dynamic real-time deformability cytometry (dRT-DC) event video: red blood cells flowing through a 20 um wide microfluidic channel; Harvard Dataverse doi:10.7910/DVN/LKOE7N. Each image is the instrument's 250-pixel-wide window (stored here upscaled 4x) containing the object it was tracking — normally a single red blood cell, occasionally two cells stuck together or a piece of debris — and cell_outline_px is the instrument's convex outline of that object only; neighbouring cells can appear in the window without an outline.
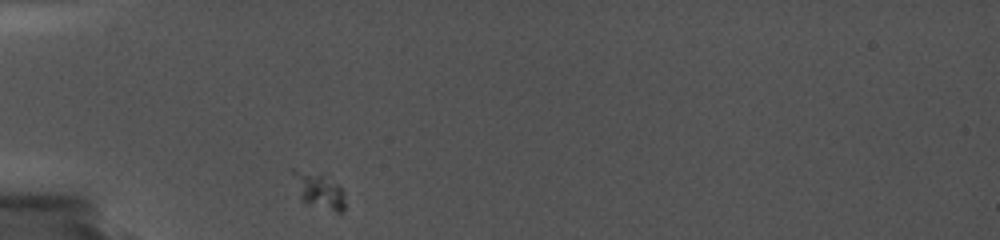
{"species": "common noctule bat (a hibernating species)", "species_latin": "Nyctalus noctula", "temperature_condition": "cold", "stored_images_in_passage": 70, "camera_frame_rate_fps": 5000, "um_per_image_px": 0.085, "animal": {"sex": "female", "body_mass_g": 19.0, "forearm_length_mm": 56.7}, "frame": {"image": 1, "passage_image": 1, "time_ms": 0.0, "image_size_px": [1000, 240], "cell_outline_px": [[344, 212], [336, 212], [308, 204], [300, 200], [292, 172], [292, 168], [320, 176], [336, 184], [344, 192]], "centroid_in_image_um": [27.1, 16.27], "position_along_channel_um": 57.9, "area_um2": 10.29}}
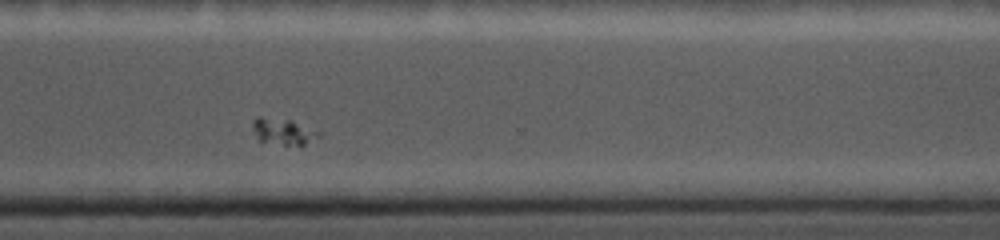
{"frame": {"image": 2, "passage_image": 55, "time_ms": 8.8, "image_size_px": [1000, 240], "cell_outline_px": [[324, 136], [304, 144], [284, 144], [260, 140], [252, 128], [252, 120], [256, 116], [260, 116], [292, 120], [324, 132]], "centroid_in_image_um": [24.15, 11.13], "position_along_channel_um": 346.4, "area_um2": 10.23}}
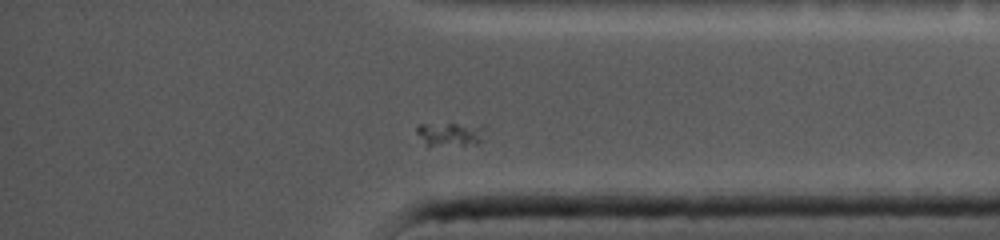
{"frame": {"image": 3, "passage_image": 62, "time_ms": 10.2, "image_size_px": [1000, 240], "cell_outline_px": [[488, 128], [480, 144], [428, 148], [416, 132], [416, 128], [420, 124], [488, 124]], "centroid_in_image_um": [38.37, 11.43], "position_along_channel_um": 396.8, "area_um2": 10.29}}